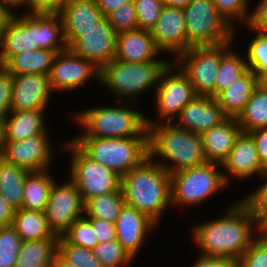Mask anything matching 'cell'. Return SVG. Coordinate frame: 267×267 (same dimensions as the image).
<instances>
[{"label":"cell","mask_w":267,"mask_h":267,"mask_svg":"<svg viewBox=\"0 0 267 267\" xmlns=\"http://www.w3.org/2000/svg\"><path fill=\"white\" fill-rule=\"evenodd\" d=\"M219 218L197 223L190 231L201 256L233 259L238 262L258 235L251 211L238 199Z\"/></svg>","instance_id":"cell-1"},{"label":"cell","mask_w":267,"mask_h":267,"mask_svg":"<svg viewBox=\"0 0 267 267\" xmlns=\"http://www.w3.org/2000/svg\"><path fill=\"white\" fill-rule=\"evenodd\" d=\"M65 42L60 13L7 12L0 24V64L12 56L36 49L61 52Z\"/></svg>","instance_id":"cell-2"},{"label":"cell","mask_w":267,"mask_h":267,"mask_svg":"<svg viewBox=\"0 0 267 267\" xmlns=\"http://www.w3.org/2000/svg\"><path fill=\"white\" fill-rule=\"evenodd\" d=\"M120 188L125 204L146 215L158 227L165 210L171 206L170 174L148 156L121 177Z\"/></svg>","instance_id":"cell-3"},{"label":"cell","mask_w":267,"mask_h":267,"mask_svg":"<svg viewBox=\"0 0 267 267\" xmlns=\"http://www.w3.org/2000/svg\"><path fill=\"white\" fill-rule=\"evenodd\" d=\"M115 102L113 106L101 105L84 111H73L70 120L82 129L74 137H148L146 116L138 110L139 108L134 107L137 105L136 102Z\"/></svg>","instance_id":"cell-4"},{"label":"cell","mask_w":267,"mask_h":267,"mask_svg":"<svg viewBox=\"0 0 267 267\" xmlns=\"http://www.w3.org/2000/svg\"><path fill=\"white\" fill-rule=\"evenodd\" d=\"M148 151L154 161L163 160L157 163L169 174L207 162L200 135L173 122L148 127Z\"/></svg>","instance_id":"cell-5"},{"label":"cell","mask_w":267,"mask_h":267,"mask_svg":"<svg viewBox=\"0 0 267 267\" xmlns=\"http://www.w3.org/2000/svg\"><path fill=\"white\" fill-rule=\"evenodd\" d=\"M171 62L128 63L113 59L100 70L98 84L114 95L116 101L138 102L139 96L151 92L153 87L156 89L161 73Z\"/></svg>","instance_id":"cell-6"},{"label":"cell","mask_w":267,"mask_h":267,"mask_svg":"<svg viewBox=\"0 0 267 267\" xmlns=\"http://www.w3.org/2000/svg\"><path fill=\"white\" fill-rule=\"evenodd\" d=\"M88 157L123 177L149 156L148 137L71 139Z\"/></svg>","instance_id":"cell-7"},{"label":"cell","mask_w":267,"mask_h":267,"mask_svg":"<svg viewBox=\"0 0 267 267\" xmlns=\"http://www.w3.org/2000/svg\"><path fill=\"white\" fill-rule=\"evenodd\" d=\"M221 169V170H220ZM171 205L200 206L208 198L230 187L223 175L222 166L206 162L202 165L187 168L170 174Z\"/></svg>","instance_id":"cell-8"},{"label":"cell","mask_w":267,"mask_h":267,"mask_svg":"<svg viewBox=\"0 0 267 267\" xmlns=\"http://www.w3.org/2000/svg\"><path fill=\"white\" fill-rule=\"evenodd\" d=\"M183 9L186 51L234 41V29L218 13L212 0H192Z\"/></svg>","instance_id":"cell-9"},{"label":"cell","mask_w":267,"mask_h":267,"mask_svg":"<svg viewBox=\"0 0 267 267\" xmlns=\"http://www.w3.org/2000/svg\"><path fill=\"white\" fill-rule=\"evenodd\" d=\"M70 152L69 177L77 186L83 201L118 191L121 177L110 168L88 157L72 140L62 143Z\"/></svg>","instance_id":"cell-10"},{"label":"cell","mask_w":267,"mask_h":267,"mask_svg":"<svg viewBox=\"0 0 267 267\" xmlns=\"http://www.w3.org/2000/svg\"><path fill=\"white\" fill-rule=\"evenodd\" d=\"M154 96L156 119L146 116L147 128L158 123L173 122L197 95L187 76L172 61L161 73Z\"/></svg>","instance_id":"cell-11"},{"label":"cell","mask_w":267,"mask_h":267,"mask_svg":"<svg viewBox=\"0 0 267 267\" xmlns=\"http://www.w3.org/2000/svg\"><path fill=\"white\" fill-rule=\"evenodd\" d=\"M172 61L187 76L197 96L215 98V82L221 62V44L190 47Z\"/></svg>","instance_id":"cell-12"},{"label":"cell","mask_w":267,"mask_h":267,"mask_svg":"<svg viewBox=\"0 0 267 267\" xmlns=\"http://www.w3.org/2000/svg\"><path fill=\"white\" fill-rule=\"evenodd\" d=\"M84 204L71 179L61 184L55 179L44 213L49 228L56 236H62L78 218L84 216Z\"/></svg>","instance_id":"cell-13"},{"label":"cell","mask_w":267,"mask_h":267,"mask_svg":"<svg viewBox=\"0 0 267 267\" xmlns=\"http://www.w3.org/2000/svg\"><path fill=\"white\" fill-rule=\"evenodd\" d=\"M50 132L14 142H3L0 158L29 172L51 169L53 149Z\"/></svg>","instance_id":"cell-14"},{"label":"cell","mask_w":267,"mask_h":267,"mask_svg":"<svg viewBox=\"0 0 267 267\" xmlns=\"http://www.w3.org/2000/svg\"><path fill=\"white\" fill-rule=\"evenodd\" d=\"M91 79L100 81V69L92 62L74 54L69 48L57 53L49 73L54 93L78 90Z\"/></svg>","instance_id":"cell-15"},{"label":"cell","mask_w":267,"mask_h":267,"mask_svg":"<svg viewBox=\"0 0 267 267\" xmlns=\"http://www.w3.org/2000/svg\"><path fill=\"white\" fill-rule=\"evenodd\" d=\"M116 37L107 18H104L94 28L84 32L69 49L101 70L115 58Z\"/></svg>","instance_id":"cell-16"},{"label":"cell","mask_w":267,"mask_h":267,"mask_svg":"<svg viewBox=\"0 0 267 267\" xmlns=\"http://www.w3.org/2000/svg\"><path fill=\"white\" fill-rule=\"evenodd\" d=\"M221 166L228 185L233 178L242 183L255 178L254 176L259 177L266 170L258 158L253 138L243 132L236 138L234 146Z\"/></svg>","instance_id":"cell-17"},{"label":"cell","mask_w":267,"mask_h":267,"mask_svg":"<svg viewBox=\"0 0 267 267\" xmlns=\"http://www.w3.org/2000/svg\"><path fill=\"white\" fill-rule=\"evenodd\" d=\"M53 90L50 86L49 75L20 74L13 76L11 96V111L32 109H48Z\"/></svg>","instance_id":"cell-18"},{"label":"cell","mask_w":267,"mask_h":267,"mask_svg":"<svg viewBox=\"0 0 267 267\" xmlns=\"http://www.w3.org/2000/svg\"><path fill=\"white\" fill-rule=\"evenodd\" d=\"M157 49L176 59L186 51L185 19L180 7L164 6L150 31ZM175 55V56H174ZM174 56V57H173Z\"/></svg>","instance_id":"cell-19"},{"label":"cell","mask_w":267,"mask_h":267,"mask_svg":"<svg viewBox=\"0 0 267 267\" xmlns=\"http://www.w3.org/2000/svg\"><path fill=\"white\" fill-rule=\"evenodd\" d=\"M114 225L116 239L133 259L141 253L147 237L158 228L146 215L126 204Z\"/></svg>","instance_id":"cell-20"},{"label":"cell","mask_w":267,"mask_h":267,"mask_svg":"<svg viewBox=\"0 0 267 267\" xmlns=\"http://www.w3.org/2000/svg\"><path fill=\"white\" fill-rule=\"evenodd\" d=\"M64 38L69 48L84 32L94 28L105 17L96 0H66L60 11Z\"/></svg>","instance_id":"cell-21"},{"label":"cell","mask_w":267,"mask_h":267,"mask_svg":"<svg viewBox=\"0 0 267 267\" xmlns=\"http://www.w3.org/2000/svg\"><path fill=\"white\" fill-rule=\"evenodd\" d=\"M226 118L215 98L196 96L180 111L173 123L180 128L201 135L219 125Z\"/></svg>","instance_id":"cell-22"},{"label":"cell","mask_w":267,"mask_h":267,"mask_svg":"<svg viewBox=\"0 0 267 267\" xmlns=\"http://www.w3.org/2000/svg\"><path fill=\"white\" fill-rule=\"evenodd\" d=\"M162 54L156 47L150 31L137 28L118 34L116 37V60L128 63L168 61L159 58ZM159 58V59H158Z\"/></svg>","instance_id":"cell-23"},{"label":"cell","mask_w":267,"mask_h":267,"mask_svg":"<svg viewBox=\"0 0 267 267\" xmlns=\"http://www.w3.org/2000/svg\"><path fill=\"white\" fill-rule=\"evenodd\" d=\"M241 132L237 118H226L219 125L203 132L200 137L207 162L222 165Z\"/></svg>","instance_id":"cell-24"},{"label":"cell","mask_w":267,"mask_h":267,"mask_svg":"<svg viewBox=\"0 0 267 267\" xmlns=\"http://www.w3.org/2000/svg\"><path fill=\"white\" fill-rule=\"evenodd\" d=\"M46 109L10 111L2 122L3 142L24 140L48 131Z\"/></svg>","instance_id":"cell-25"},{"label":"cell","mask_w":267,"mask_h":267,"mask_svg":"<svg viewBox=\"0 0 267 267\" xmlns=\"http://www.w3.org/2000/svg\"><path fill=\"white\" fill-rule=\"evenodd\" d=\"M258 85V78L248 70L233 85L220 92L215 99L224 115L227 118H238Z\"/></svg>","instance_id":"cell-26"},{"label":"cell","mask_w":267,"mask_h":267,"mask_svg":"<svg viewBox=\"0 0 267 267\" xmlns=\"http://www.w3.org/2000/svg\"><path fill=\"white\" fill-rule=\"evenodd\" d=\"M230 41L221 44V62L215 82V97L239 80L249 69L244 54L235 51Z\"/></svg>","instance_id":"cell-27"},{"label":"cell","mask_w":267,"mask_h":267,"mask_svg":"<svg viewBox=\"0 0 267 267\" xmlns=\"http://www.w3.org/2000/svg\"><path fill=\"white\" fill-rule=\"evenodd\" d=\"M51 170L35 171L27 174L23 190L22 208L40 212L45 211L49 194L55 181L54 176L50 173Z\"/></svg>","instance_id":"cell-28"},{"label":"cell","mask_w":267,"mask_h":267,"mask_svg":"<svg viewBox=\"0 0 267 267\" xmlns=\"http://www.w3.org/2000/svg\"><path fill=\"white\" fill-rule=\"evenodd\" d=\"M12 226L23 241L59 239L49 228L44 212L17 209Z\"/></svg>","instance_id":"cell-29"},{"label":"cell","mask_w":267,"mask_h":267,"mask_svg":"<svg viewBox=\"0 0 267 267\" xmlns=\"http://www.w3.org/2000/svg\"><path fill=\"white\" fill-rule=\"evenodd\" d=\"M57 53L36 49L12 56L3 66L13 76L33 73L49 75Z\"/></svg>","instance_id":"cell-30"},{"label":"cell","mask_w":267,"mask_h":267,"mask_svg":"<svg viewBox=\"0 0 267 267\" xmlns=\"http://www.w3.org/2000/svg\"><path fill=\"white\" fill-rule=\"evenodd\" d=\"M58 240L23 241L15 267H52L58 254Z\"/></svg>","instance_id":"cell-31"},{"label":"cell","mask_w":267,"mask_h":267,"mask_svg":"<svg viewBox=\"0 0 267 267\" xmlns=\"http://www.w3.org/2000/svg\"><path fill=\"white\" fill-rule=\"evenodd\" d=\"M29 171L0 158V194L17 210L22 208L23 190Z\"/></svg>","instance_id":"cell-32"},{"label":"cell","mask_w":267,"mask_h":267,"mask_svg":"<svg viewBox=\"0 0 267 267\" xmlns=\"http://www.w3.org/2000/svg\"><path fill=\"white\" fill-rule=\"evenodd\" d=\"M243 133L267 127V90L258 85L237 118Z\"/></svg>","instance_id":"cell-33"},{"label":"cell","mask_w":267,"mask_h":267,"mask_svg":"<svg viewBox=\"0 0 267 267\" xmlns=\"http://www.w3.org/2000/svg\"><path fill=\"white\" fill-rule=\"evenodd\" d=\"M125 205L121 188L118 191L93 197L84 204V216L114 224Z\"/></svg>","instance_id":"cell-34"},{"label":"cell","mask_w":267,"mask_h":267,"mask_svg":"<svg viewBox=\"0 0 267 267\" xmlns=\"http://www.w3.org/2000/svg\"><path fill=\"white\" fill-rule=\"evenodd\" d=\"M247 29L255 33L254 38L249 40L247 51L244 53L248 69L253 72V75L260 81L267 75V31H261L251 28L246 24Z\"/></svg>","instance_id":"cell-35"},{"label":"cell","mask_w":267,"mask_h":267,"mask_svg":"<svg viewBox=\"0 0 267 267\" xmlns=\"http://www.w3.org/2000/svg\"><path fill=\"white\" fill-rule=\"evenodd\" d=\"M93 253L99 260L101 267H131L132 262L136 261L117 239L99 242L94 247Z\"/></svg>","instance_id":"cell-36"},{"label":"cell","mask_w":267,"mask_h":267,"mask_svg":"<svg viewBox=\"0 0 267 267\" xmlns=\"http://www.w3.org/2000/svg\"><path fill=\"white\" fill-rule=\"evenodd\" d=\"M218 13L234 29V39L240 24H248L250 18V0H212ZM243 22V23H242ZM238 24V25H237Z\"/></svg>","instance_id":"cell-37"},{"label":"cell","mask_w":267,"mask_h":267,"mask_svg":"<svg viewBox=\"0 0 267 267\" xmlns=\"http://www.w3.org/2000/svg\"><path fill=\"white\" fill-rule=\"evenodd\" d=\"M62 237L69 244L81 246L88 250H93L99 243L96 230L85 216L78 218Z\"/></svg>","instance_id":"cell-38"},{"label":"cell","mask_w":267,"mask_h":267,"mask_svg":"<svg viewBox=\"0 0 267 267\" xmlns=\"http://www.w3.org/2000/svg\"><path fill=\"white\" fill-rule=\"evenodd\" d=\"M258 178L261 181L257 184L259 187L238 198L251 211L257 226L267 218V169Z\"/></svg>","instance_id":"cell-39"},{"label":"cell","mask_w":267,"mask_h":267,"mask_svg":"<svg viewBox=\"0 0 267 267\" xmlns=\"http://www.w3.org/2000/svg\"><path fill=\"white\" fill-rule=\"evenodd\" d=\"M58 255L76 267H101L93 250L69 244L62 236L58 240Z\"/></svg>","instance_id":"cell-40"},{"label":"cell","mask_w":267,"mask_h":267,"mask_svg":"<svg viewBox=\"0 0 267 267\" xmlns=\"http://www.w3.org/2000/svg\"><path fill=\"white\" fill-rule=\"evenodd\" d=\"M23 240L12 225L0 227V267H15Z\"/></svg>","instance_id":"cell-41"},{"label":"cell","mask_w":267,"mask_h":267,"mask_svg":"<svg viewBox=\"0 0 267 267\" xmlns=\"http://www.w3.org/2000/svg\"><path fill=\"white\" fill-rule=\"evenodd\" d=\"M106 18L117 35L139 28L133 1L122 4Z\"/></svg>","instance_id":"cell-42"},{"label":"cell","mask_w":267,"mask_h":267,"mask_svg":"<svg viewBox=\"0 0 267 267\" xmlns=\"http://www.w3.org/2000/svg\"><path fill=\"white\" fill-rule=\"evenodd\" d=\"M138 19V27L143 30L151 31L157 23L163 3L160 0H133Z\"/></svg>","instance_id":"cell-43"},{"label":"cell","mask_w":267,"mask_h":267,"mask_svg":"<svg viewBox=\"0 0 267 267\" xmlns=\"http://www.w3.org/2000/svg\"><path fill=\"white\" fill-rule=\"evenodd\" d=\"M239 267H267V241L259 234L238 260Z\"/></svg>","instance_id":"cell-44"},{"label":"cell","mask_w":267,"mask_h":267,"mask_svg":"<svg viewBox=\"0 0 267 267\" xmlns=\"http://www.w3.org/2000/svg\"><path fill=\"white\" fill-rule=\"evenodd\" d=\"M13 90V75L4 67L0 66V121L11 111V96Z\"/></svg>","instance_id":"cell-45"},{"label":"cell","mask_w":267,"mask_h":267,"mask_svg":"<svg viewBox=\"0 0 267 267\" xmlns=\"http://www.w3.org/2000/svg\"><path fill=\"white\" fill-rule=\"evenodd\" d=\"M66 0H25L19 7L24 14L60 13Z\"/></svg>","instance_id":"cell-46"},{"label":"cell","mask_w":267,"mask_h":267,"mask_svg":"<svg viewBox=\"0 0 267 267\" xmlns=\"http://www.w3.org/2000/svg\"><path fill=\"white\" fill-rule=\"evenodd\" d=\"M255 5L250 13L248 25L254 29L267 31V0H259Z\"/></svg>","instance_id":"cell-47"},{"label":"cell","mask_w":267,"mask_h":267,"mask_svg":"<svg viewBox=\"0 0 267 267\" xmlns=\"http://www.w3.org/2000/svg\"><path fill=\"white\" fill-rule=\"evenodd\" d=\"M96 230L99 242H107L116 239L115 225L102 219L87 218Z\"/></svg>","instance_id":"cell-48"},{"label":"cell","mask_w":267,"mask_h":267,"mask_svg":"<svg viewBox=\"0 0 267 267\" xmlns=\"http://www.w3.org/2000/svg\"><path fill=\"white\" fill-rule=\"evenodd\" d=\"M248 134L254 140L262 166L267 169V127L256 129Z\"/></svg>","instance_id":"cell-49"},{"label":"cell","mask_w":267,"mask_h":267,"mask_svg":"<svg viewBox=\"0 0 267 267\" xmlns=\"http://www.w3.org/2000/svg\"><path fill=\"white\" fill-rule=\"evenodd\" d=\"M236 265L237 261L233 259L199 255L190 267H236Z\"/></svg>","instance_id":"cell-50"},{"label":"cell","mask_w":267,"mask_h":267,"mask_svg":"<svg viewBox=\"0 0 267 267\" xmlns=\"http://www.w3.org/2000/svg\"><path fill=\"white\" fill-rule=\"evenodd\" d=\"M16 209L0 194V227L12 225Z\"/></svg>","instance_id":"cell-51"},{"label":"cell","mask_w":267,"mask_h":267,"mask_svg":"<svg viewBox=\"0 0 267 267\" xmlns=\"http://www.w3.org/2000/svg\"><path fill=\"white\" fill-rule=\"evenodd\" d=\"M133 0H96L97 6L102 15L106 18L110 13L115 11L119 6Z\"/></svg>","instance_id":"cell-52"},{"label":"cell","mask_w":267,"mask_h":267,"mask_svg":"<svg viewBox=\"0 0 267 267\" xmlns=\"http://www.w3.org/2000/svg\"><path fill=\"white\" fill-rule=\"evenodd\" d=\"M25 0H0V5L7 11V12H12L17 10Z\"/></svg>","instance_id":"cell-53"},{"label":"cell","mask_w":267,"mask_h":267,"mask_svg":"<svg viewBox=\"0 0 267 267\" xmlns=\"http://www.w3.org/2000/svg\"><path fill=\"white\" fill-rule=\"evenodd\" d=\"M164 6L184 8L192 0H160Z\"/></svg>","instance_id":"cell-54"},{"label":"cell","mask_w":267,"mask_h":267,"mask_svg":"<svg viewBox=\"0 0 267 267\" xmlns=\"http://www.w3.org/2000/svg\"><path fill=\"white\" fill-rule=\"evenodd\" d=\"M52 267H76L74 265H71L67 263L65 260H63L58 254L54 258L53 266Z\"/></svg>","instance_id":"cell-55"},{"label":"cell","mask_w":267,"mask_h":267,"mask_svg":"<svg viewBox=\"0 0 267 267\" xmlns=\"http://www.w3.org/2000/svg\"><path fill=\"white\" fill-rule=\"evenodd\" d=\"M258 234L267 241V218L258 226Z\"/></svg>","instance_id":"cell-56"},{"label":"cell","mask_w":267,"mask_h":267,"mask_svg":"<svg viewBox=\"0 0 267 267\" xmlns=\"http://www.w3.org/2000/svg\"><path fill=\"white\" fill-rule=\"evenodd\" d=\"M2 145H3V133H2V122L0 121V154L2 150Z\"/></svg>","instance_id":"cell-57"},{"label":"cell","mask_w":267,"mask_h":267,"mask_svg":"<svg viewBox=\"0 0 267 267\" xmlns=\"http://www.w3.org/2000/svg\"><path fill=\"white\" fill-rule=\"evenodd\" d=\"M259 84L262 85L267 90V75L264 76L260 81Z\"/></svg>","instance_id":"cell-58"},{"label":"cell","mask_w":267,"mask_h":267,"mask_svg":"<svg viewBox=\"0 0 267 267\" xmlns=\"http://www.w3.org/2000/svg\"><path fill=\"white\" fill-rule=\"evenodd\" d=\"M6 13L7 11L0 5V24Z\"/></svg>","instance_id":"cell-59"}]
</instances>
